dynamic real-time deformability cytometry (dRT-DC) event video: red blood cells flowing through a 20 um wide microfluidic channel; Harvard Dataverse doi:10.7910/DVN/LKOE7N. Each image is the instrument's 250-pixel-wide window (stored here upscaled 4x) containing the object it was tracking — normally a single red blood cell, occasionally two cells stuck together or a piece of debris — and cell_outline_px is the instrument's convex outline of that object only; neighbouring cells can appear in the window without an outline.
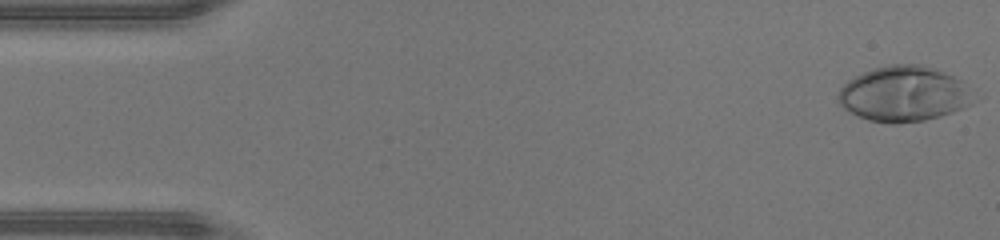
{"species": "human", "species_latin": "Homo sapiens", "temperature_condition": "warm", "stored_images_in_passage": 46, "camera_frame_rate_fps": 3000, "um_per_image_px": 0.085, "donor": {"sex": "male"}, "frame": {"image": 1, "passage_image": 1, "time_ms": 0.0, "image_size_px": [1000, 240], "cell_outline_px": [[972, 104], [952, 112], [940, 116], [924, 120], [892, 124], [868, 120], [856, 116], [844, 108], [840, 104], [836, 96], [840, 88], [848, 80], [872, 68], [892, 64], [920, 64], [932, 68], [952, 76], [960, 80]], "centroid_in_image_um": [76.71, 7.99], "position_along_channel_um": 8.3, "area_um2": 42.95}}
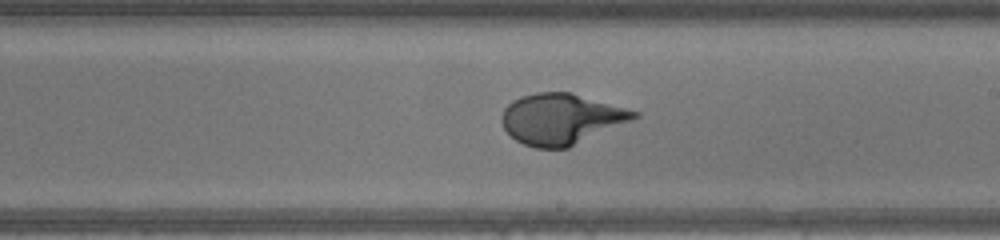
{"frame": {"image": 2, "passage_image": 26, "time_ms": 8.333, "image_size_px": [1000, 240], "cell_outline_px": [[640, 116], [632, 120], [568, 148], [536, 148], [524, 144], [516, 140], [504, 128], [500, 120], [500, 116], [504, 108], [512, 100], [520, 96], [536, 92], [572, 92], [640, 112]], "centroid_in_image_um": [47.69, 10.1], "position_along_channel_um": 241.3, "area_um2": 39.25}}
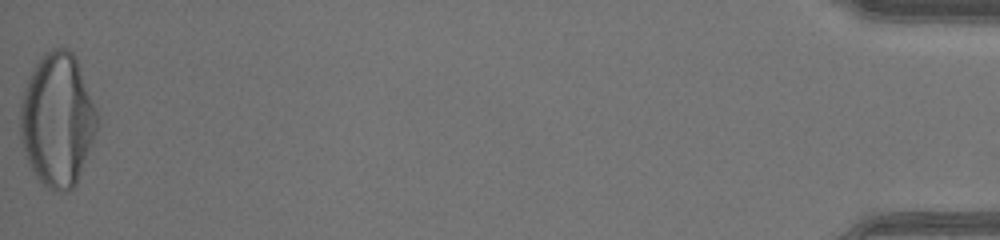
{"frame": {"image": 3, "passage_image": 46, "time_ms": 15.0, "image_size_px": [1000, 240], "cell_outline_px": [[100, 120], [96, 132], [76, 184], [72, 188], [64, 192], [56, 192], [48, 188], [36, 176], [28, 164], [20, 140], [20, 104], [24, 88], [40, 56], [44, 52], [52, 48], [68, 48], [76, 56], [100, 116]], "centroid_in_image_um": [4.89, 10.17], "position_along_channel_um": 430.3, "area_um2": 60.29}}